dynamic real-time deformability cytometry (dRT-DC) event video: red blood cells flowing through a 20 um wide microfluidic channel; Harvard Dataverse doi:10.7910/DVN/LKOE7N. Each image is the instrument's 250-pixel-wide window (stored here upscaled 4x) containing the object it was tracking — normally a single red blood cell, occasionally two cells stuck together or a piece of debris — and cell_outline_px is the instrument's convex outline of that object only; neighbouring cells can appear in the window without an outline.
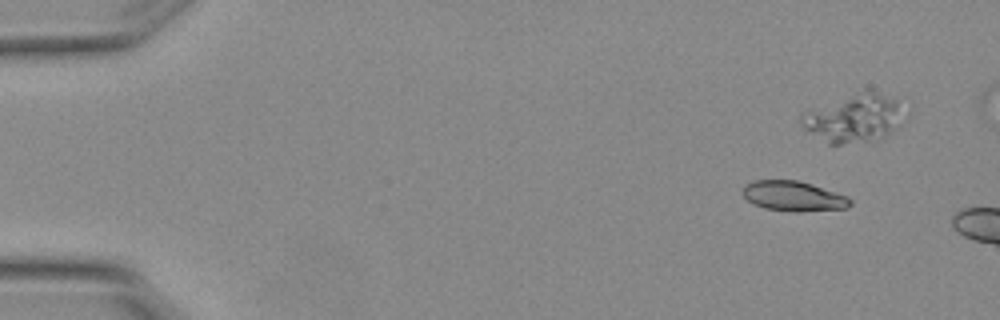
{"species": "Egyptian fruit bat (a non-hibernating species)", "species_latin": "Rousettus aegyptiacus", "temperature_condition": "warm", "stored_images_in_passage": 3, "camera_frame_rate_fps": 3000, "um_per_image_px": 0.085, "animal": {"sex": "female"}, "frame": {"image": 1, "passage_image": 2, "time_ms": 0.333, "image_size_px": [1000, 320], "cell_outline_px": [[852, 204], [848, 208], [800, 212], [796, 212], [764, 208], [752, 204], [744, 196], [744, 188], [748, 184], [756, 180], [796, 180], [812, 184], [848, 196], [852, 200]], "centroid_in_image_um": [67.5, 16.68], "position_along_channel_um": 17.5, "area_um2": 18.79}}